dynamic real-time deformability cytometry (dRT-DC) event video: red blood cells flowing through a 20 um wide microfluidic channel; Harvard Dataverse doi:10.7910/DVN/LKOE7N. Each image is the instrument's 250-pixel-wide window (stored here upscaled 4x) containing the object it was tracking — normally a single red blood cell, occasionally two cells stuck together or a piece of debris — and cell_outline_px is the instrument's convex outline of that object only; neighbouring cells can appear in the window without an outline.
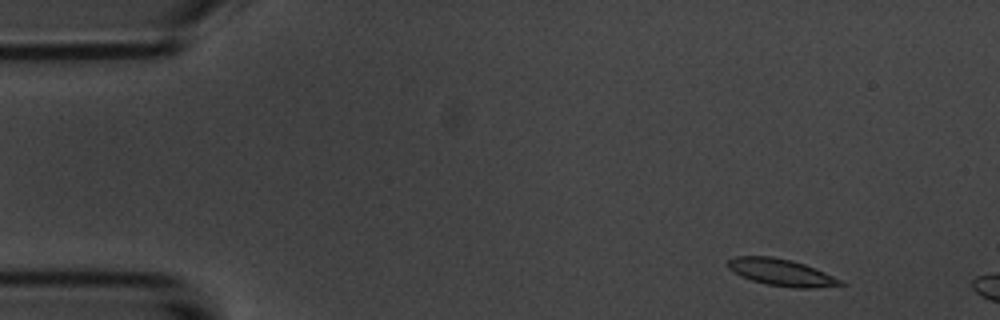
{"species": "common noctule bat (a hibernating species)", "species_latin": "Nyctalus noctula", "temperature_condition": "room temperature", "stored_images_in_passage": 3, "camera_frame_rate_fps": 3000, "um_per_image_px": 0.085, "animal": {"sex": "male", "body_mass_g": 20.1, "forearm_length_mm": 53.5}, "frame": {"image": 1, "passage_image": 1, "time_ms": 0.0, "image_size_px": [1000, 320], "cell_outline_px": [[844, 284], [812, 288], [796, 288], [768, 284], [752, 280], [740, 276], [728, 268], [728, 260], [736, 256], [768, 256], [792, 260], [804, 264], [824, 272], [840, 280]], "centroid_in_image_um": [66.36, 23.14], "position_along_channel_um": 18.6, "area_um2": 17.22}}